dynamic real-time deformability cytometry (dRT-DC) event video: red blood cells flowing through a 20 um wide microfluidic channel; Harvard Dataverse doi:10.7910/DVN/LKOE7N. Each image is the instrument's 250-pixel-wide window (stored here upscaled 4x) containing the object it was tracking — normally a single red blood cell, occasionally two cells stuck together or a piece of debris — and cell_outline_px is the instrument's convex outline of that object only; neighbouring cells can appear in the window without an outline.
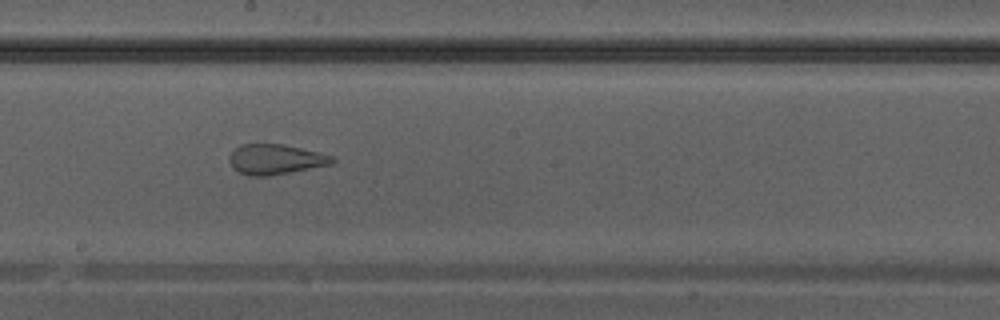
{"species": "Egyptian fruit bat (a non-hibernating species)", "species_latin": "Rousettus aegyptiacus", "temperature_condition": "warm", "stored_images_in_passage": 42, "segment_of_instrument_passage": [2, 2], "camera_frame_rate_fps": 3000, "um_per_image_px": 0.085, "animal": {"sex": "male"}, "frame": {"image": 1, "passage_image": 24, "time_ms": 7.667, "image_size_px": [1000, 320], "cell_outline_px": [[336, 160], [332, 164], [268, 176], [248, 176], [232, 168], [228, 160], [228, 156], [240, 144], [280, 144], [300, 148], [336, 156]], "centroid_in_image_um": [23.4, 13.54], "position_along_channel_um": 224.8, "area_um2": 18.09}}